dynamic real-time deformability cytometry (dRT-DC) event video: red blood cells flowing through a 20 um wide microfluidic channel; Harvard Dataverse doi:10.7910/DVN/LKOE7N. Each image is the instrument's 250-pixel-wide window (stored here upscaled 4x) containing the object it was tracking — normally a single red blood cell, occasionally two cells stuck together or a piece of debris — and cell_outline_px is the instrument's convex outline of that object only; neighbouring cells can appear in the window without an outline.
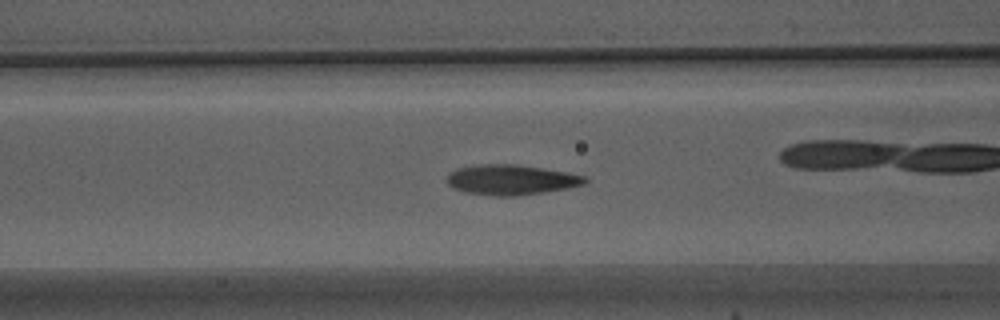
{"species": "Egyptian fruit bat (a non-hibernating species)", "species_latin": "Rousettus aegyptiacus", "temperature_condition": "warm", "stored_images_in_passage": 39, "camera_frame_rate_fps": 3000, "um_per_image_px": 0.085, "animal": {"sex": "male"}, "frame": {"image": 1, "passage_image": 6, "time_ms": 1.667, "image_size_px": [1000, 320], "cell_outline_px": [[588, 180], [584, 184], [568, 188], [544, 192], [516, 196], [492, 196], [464, 192], [452, 188], [448, 184], [448, 176], [452, 172], [460, 168], [484, 164], [516, 164], [544, 168], [568, 172], [584, 176]], "centroid_in_image_um": [43.47, 15.29], "position_along_channel_um": 123.1, "area_um2": 24.16}}
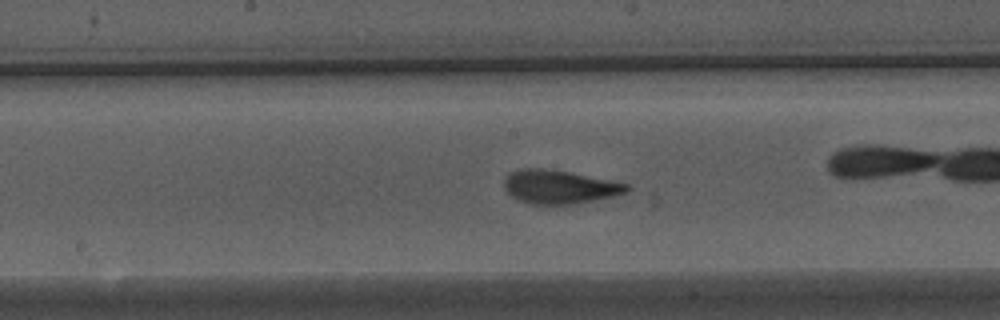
{"frame": {"image": 2, "passage_image": 12, "time_ms": 3.667, "image_size_px": [1000, 320], "cell_outline_px": [[632, 188], [628, 192], [612, 196], [572, 204], [532, 204], [520, 200], [512, 196], [504, 188], [504, 180], [508, 172], [524, 168], [540, 168], [568, 172], [612, 180], [628, 184]], "centroid_in_image_um": [47.55, 15.87], "position_along_channel_um": 200.7, "area_um2": 23.81}, "authors_computed_cell_mechanics": {"area_um2": 23.409, "velocity_mm_per_s": 3.8682, "shape_relaxation_time_tau1_ms": 4.609, "shape_relaxation_time_tau2_ms": 1.4531, "deformation_change_tau1": 0.1937, "deformation_change_tau2": 0.0933}}